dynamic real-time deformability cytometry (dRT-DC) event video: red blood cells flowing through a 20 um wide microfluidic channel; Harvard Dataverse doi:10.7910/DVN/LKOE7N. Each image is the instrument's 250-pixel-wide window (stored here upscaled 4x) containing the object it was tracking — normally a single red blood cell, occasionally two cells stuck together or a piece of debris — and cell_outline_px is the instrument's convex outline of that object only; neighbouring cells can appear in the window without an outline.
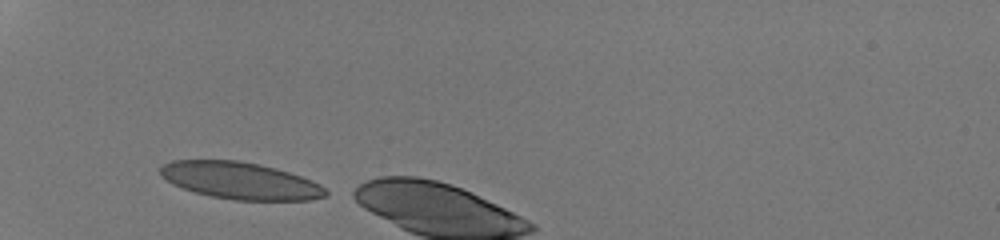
{"species": "human", "species_latin": "Homo sapiens", "temperature_condition": "room temperature", "stored_images_in_passage": 4, "camera_frame_rate_fps": 3000, "um_per_image_px": 0.085, "donor": {"sex": "male"}, "frame": {"image": 1, "passage_image": 1, "time_ms": 0.0, "image_size_px": [1000, 240], "cell_outline_px": [[328, 196], [312, 200], [232, 200], [212, 196], [196, 192], [172, 184], [160, 172], [160, 168], [164, 164], [172, 160], [236, 160], [260, 164], [276, 168], [312, 180], [320, 184], [328, 192]], "centroid_in_image_um": [20.46, 15.36], "position_along_channel_um": 64.5, "area_um2": 35.49}}